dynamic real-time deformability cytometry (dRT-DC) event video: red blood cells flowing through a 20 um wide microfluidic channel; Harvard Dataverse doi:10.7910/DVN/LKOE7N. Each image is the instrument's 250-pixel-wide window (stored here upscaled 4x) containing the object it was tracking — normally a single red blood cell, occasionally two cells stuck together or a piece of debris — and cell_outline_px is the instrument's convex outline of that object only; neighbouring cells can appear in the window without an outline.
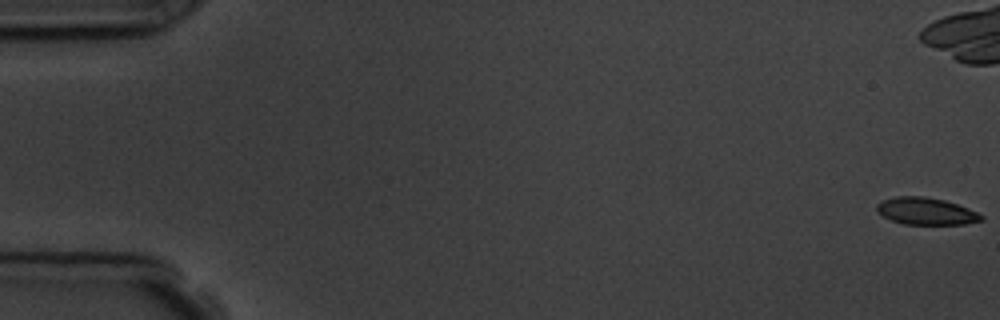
{"species": "common noctule bat (a hibernating species)", "species_latin": "Nyctalus noctula", "temperature_condition": "room temperature", "stored_images_in_passage": 9, "camera_frame_rate_fps": 3000, "um_per_image_px": 0.085, "animal": {"sex": "male", "body_mass_g": 19.5, "forearm_length_mm": 54.6}, "frame": {"image": 1, "passage_image": 1, "time_ms": 0.0, "image_size_px": [1000, 320], "cell_outline_px": [[984, 220], [964, 224], [904, 224], [892, 220], [876, 212], [876, 204], [884, 200], [896, 196], [924, 196], [944, 200], [968, 208], [984, 216]], "centroid_in_image_um": [78.71, 17.95], "position_along_channel_um": 6.3, "area_um2": 16.42}}